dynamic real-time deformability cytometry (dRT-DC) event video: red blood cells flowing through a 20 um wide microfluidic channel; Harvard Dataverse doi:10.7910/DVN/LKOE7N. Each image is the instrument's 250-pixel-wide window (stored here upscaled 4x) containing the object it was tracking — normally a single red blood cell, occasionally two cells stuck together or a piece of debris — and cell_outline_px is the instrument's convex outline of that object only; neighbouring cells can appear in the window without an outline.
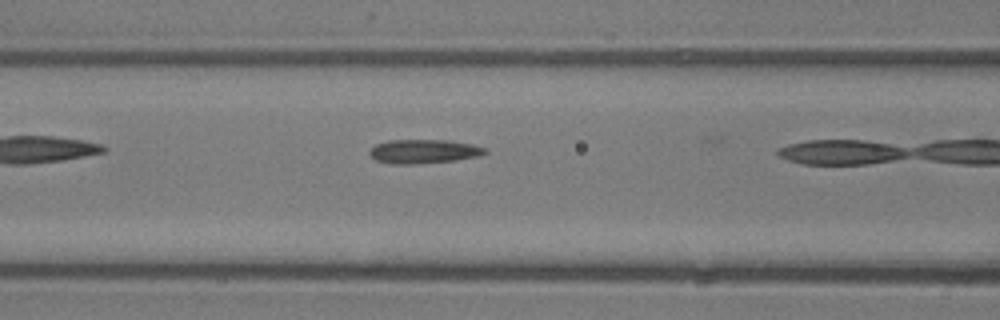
{"species": "common noctule bat (a hibernating species)", "species_latin": "Nyctalus noctula", "temperature_condition": "room temperature", "stored_images_in_passage": 13, "camera_frame_rate_fps": 3000, "um_per_image_px": 0.085, "animal": {"sex": "male", "body_mass_g": 13.3}, "frame": {"image": 1, "passage_image": 6, "time_ms": 1.667, "image_size_px": [1000, 320], "cell_outline_px": [[488, 152], [480, 156], [452, 160], [416, 164], [388, 164], [376, 160], [368, 152], [376, 144], [388, 140], [448, 140], [472, 144], [488, 148]], "centroid_in_image_um": [36.03, 12.86], "position_along_channel_um": 130.6, "area_um2": 16.18}}